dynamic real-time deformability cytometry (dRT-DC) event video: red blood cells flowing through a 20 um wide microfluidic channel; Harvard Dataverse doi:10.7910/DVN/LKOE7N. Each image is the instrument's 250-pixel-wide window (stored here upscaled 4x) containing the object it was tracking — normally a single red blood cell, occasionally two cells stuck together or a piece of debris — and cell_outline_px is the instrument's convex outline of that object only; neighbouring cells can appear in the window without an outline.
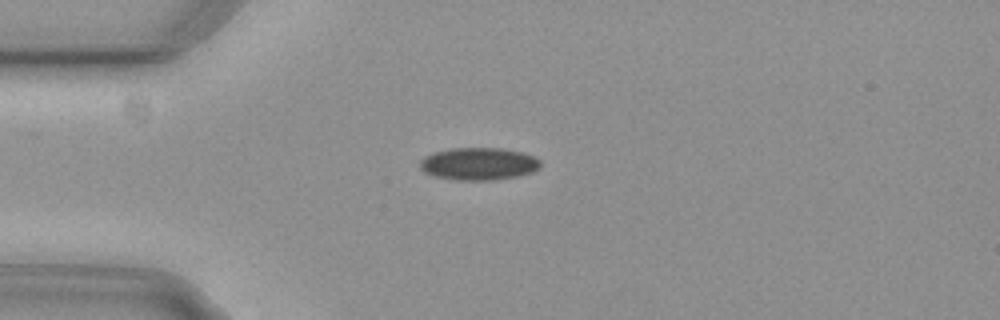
{"species": "common noctule bat (a hibernating species)", "species_latin": "Nyctalus noctula", "temperature_condition": "cold", "stored_images_in_passage": 5, "camera_frame_rate_fps": 3000, "um_per_image_px": 0.085, "animal": {"sex": "female", "body_mass_g": 29.2, "forearm_length_mm": 56.3}, "frame": {"image": 1, "passage_image": 4, "time_ms": 1.0, "image_size_px": [1000, 320], "cell_outline_px": [[540, 164], [532, 172], [516, 176], [492, 180], [452, 180], [436, 176], [424, 172], [420, 168], [420, 160], [424, 156], [432, 152], [452, 148], [500, 148], [520, 152], [532, 156], [540, 160]], "centroid_in_image_um": [40.62, 13.92], "position_along_channel_um": 44.4, "area_um2": 22.66}}